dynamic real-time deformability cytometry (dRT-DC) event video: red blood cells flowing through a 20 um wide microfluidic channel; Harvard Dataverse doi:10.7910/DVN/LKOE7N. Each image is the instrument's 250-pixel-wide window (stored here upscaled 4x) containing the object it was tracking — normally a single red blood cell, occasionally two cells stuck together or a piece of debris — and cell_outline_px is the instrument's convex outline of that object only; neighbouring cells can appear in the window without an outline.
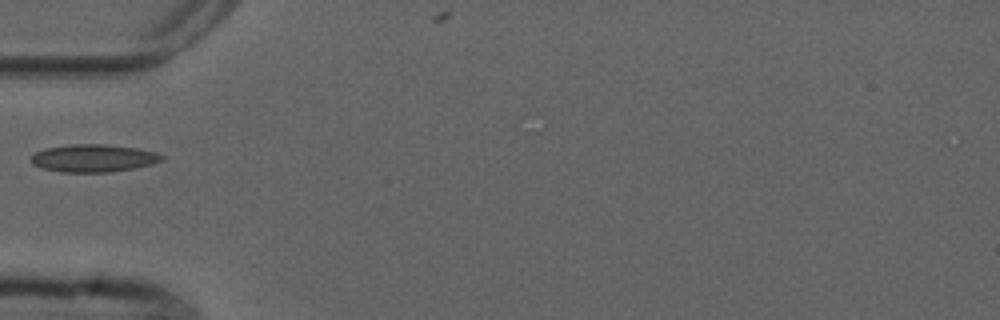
{"species": "common noctule bat (a hibernating species)", "species_latin": "Nyctalus noctula", "temperature_condition": "cold", "stored_images_in_passage": 2, "camera_frame_rate_fps": 3000, "um_per_image_px": 0.085, "animal": {"sex": "male", "forearm_length_mm": 52.5}, "frame": {"image": 1, "passage_image": 1, "time_ms": 0.0, "image_size_px": [1000, 320], "cell_outline_px": [[164, 160], [152, 164], [136, 168], [108, 172], [60, 172], [40, 168], [32, 164], [28, 160], [36, 152], [44, 148], [72, 144], [104, 144], [136, 148], [156, 152], [164, 156]], "centroid_in_image_um": [7.92, 13.45], "position_along_channel_um": 77.1, "area_um2": 21.27}}